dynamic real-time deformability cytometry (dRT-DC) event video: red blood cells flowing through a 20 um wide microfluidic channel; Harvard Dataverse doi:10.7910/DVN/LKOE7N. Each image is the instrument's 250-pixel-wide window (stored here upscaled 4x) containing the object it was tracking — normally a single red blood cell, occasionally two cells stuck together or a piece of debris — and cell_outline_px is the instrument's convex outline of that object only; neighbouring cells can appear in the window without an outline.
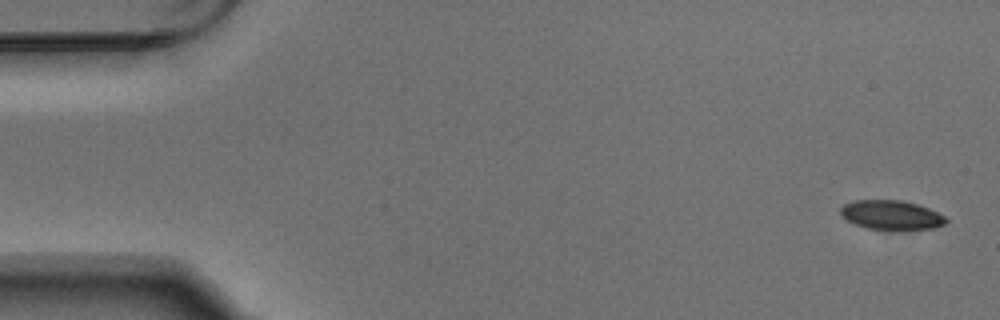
{"species": "Egyptian fruit bat (a non-hibernating species)", "species_latin": "Rousettus aegyptiacus", "temperature_condition": "warm", "stored_images_in_passage": 4, "camera_frame_rate_fps": 3000, "um_per_image_px": 0.085, "animal": {"sex": "male"}, "frame": {"image": 1, "passage_image": 1, "time_ms": 0.0, "image_size_px": [1000, 320], "cell_outline_px": [[948, 220], [944, 224], [936, 228], [900, 232], [892, 232], [868, 228], [856, 224], [848, 220], [840, 212], [840, 208], [844, 204], [852, 200], [900, 200], [916, 204], [928, 208], [944, 216]], "centroid_in_image_um": [75.79, 18.32], "position_along_channel_um": 9.2, "area_um2": 18.5}}
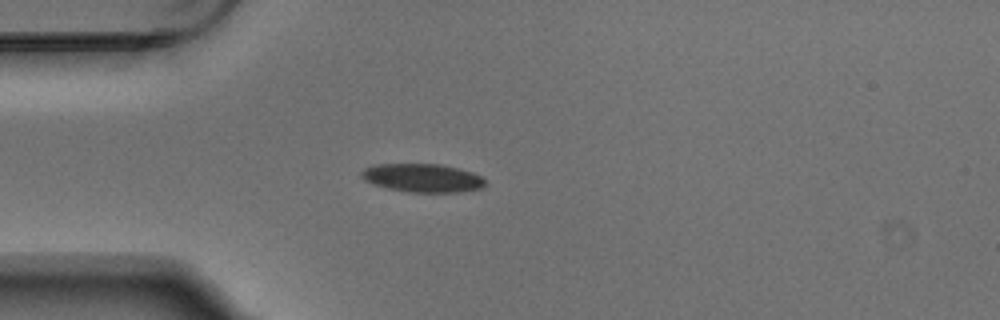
{"frame": {"image": 2, "passage_image": 4, "time_ms": 1.0, "image_size_px": [1000, 320], "cell_outline_px": [[488, 184], [480, 188], [460, 192], [408, 192], [388, 188], [372, 184], [364, 180], [360, 176], [360, 172], [364, 168], [372, 164], [440, 164], [472, 172], [488, 180]], "centroid_in_image_um": [35.9, 15.12], "position_along_channel_um": 49.1, "area_um2": 20.69}}